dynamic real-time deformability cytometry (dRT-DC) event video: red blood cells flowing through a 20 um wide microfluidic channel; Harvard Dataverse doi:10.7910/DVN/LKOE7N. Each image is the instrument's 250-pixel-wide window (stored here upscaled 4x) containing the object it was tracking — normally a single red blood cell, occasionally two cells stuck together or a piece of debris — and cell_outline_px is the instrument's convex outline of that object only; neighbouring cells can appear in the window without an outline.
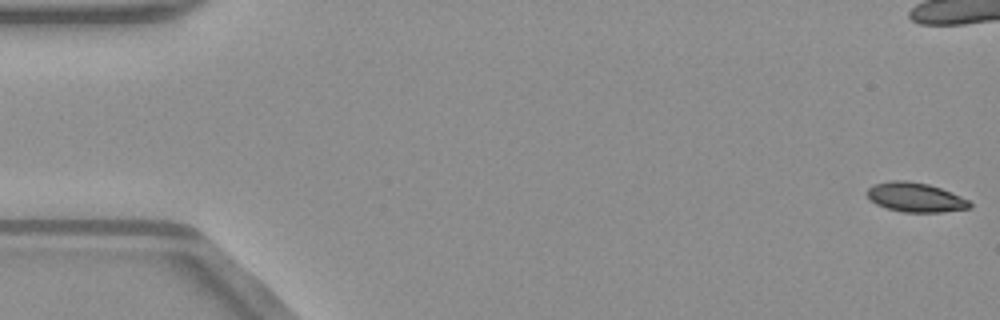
{"species": "common noctule bat (a hibernating species)", "species_latin": "Nyctalus noctula", "temperature_condition": "warm", "stored_images_in_passage": 10, "camera_frame_rate_fps": 3000, "um_per_image_px": 0.085, "animal": {"sex": "male", "body_mass_g": 23.1, "forearm_length_mm": 52.7}, "frame": {"image": 1, "passage_image": 1, "time_ms": 0.0, "image_size_px": [1000, 320], "cell_outline_px": [[972, 208], [944, 212], [904, 212], [888, 208], [876, 204], [868, 196], [868, 188], [872, 184], [892, 180], [908, 180], [928, 184], [940, 188], [960, 196], [968, 200], [972, 204]], "centroid_in_image_um": [77.83, 16.77], "position_along_channel_um": 7.2, "area_um2": 17.51}}